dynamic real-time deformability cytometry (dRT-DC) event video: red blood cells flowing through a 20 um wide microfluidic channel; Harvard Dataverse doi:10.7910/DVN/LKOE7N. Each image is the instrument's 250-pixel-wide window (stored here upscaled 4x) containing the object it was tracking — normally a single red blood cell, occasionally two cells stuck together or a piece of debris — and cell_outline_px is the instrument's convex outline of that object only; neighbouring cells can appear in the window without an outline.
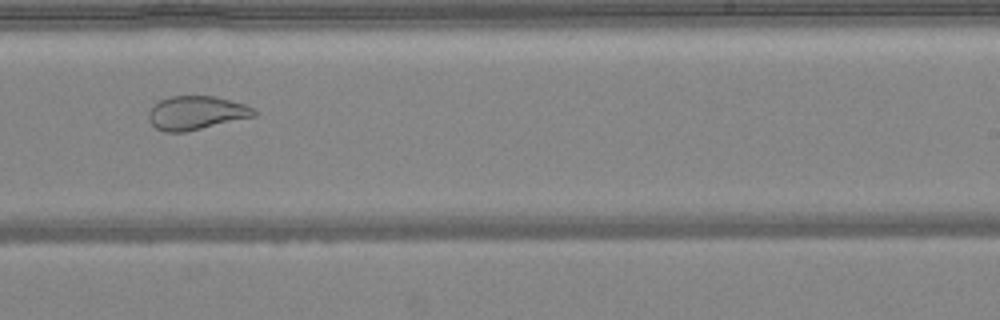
{"species": "common noctule bat (a hibernating species)", "species_latin": "Nyctalus noctula", "temperature_condition": "warm", "stored_images_in_passage": 48, "camera_frame_rate_fps": 3000, "um_per_image_px": 0.085, "animal": {"sex": "female", "body_mass_g": 24.6, "forearm_length_mm": 56.2}, "frame": {"image": 1, "passage_image": 30, "time_ms": 9.667, "image_size_px": [1000, 320], "cell_outline_px": [[256, 116], [184, 132], [164, 132], [156, 128], [148, 120], [148, 112], [160, 100], [172, 96], [216, 96], [244, 104], [256, 108]], "centroid_in_image_um": [16.69, 9.59], "position_along_channel_um": 272.3, "area_um2": 20.63}}
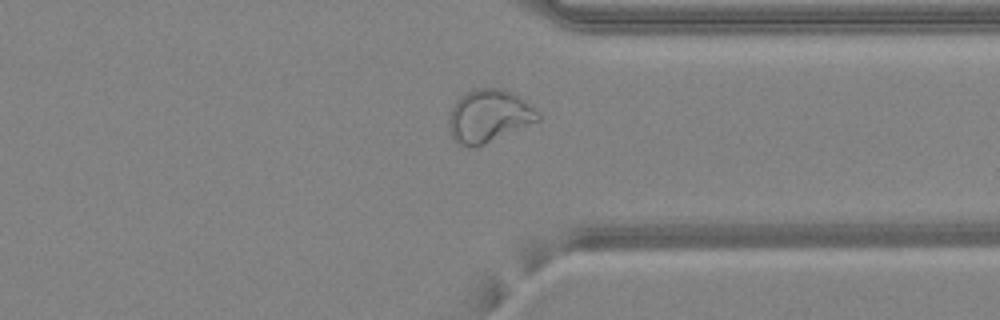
{"frame": {"image": 2, "passage_image": 37, "time_ms": 12.0, "image_size_px": [1000, 320], "cell_outline_px": [[540, 120], [476, 148], [468, 148], [460, 144], [452, 136], [448, 128], [448, 120], [452, 108], [456, 100], [460, 96], [472, 88], [500, 88], [512, 92], [520, 96], [532, 104], [540, 112]], "centroid_in_image_um": [41.57, 9.85], "position_along_channel_um": 369.8, "area_um2": 27.8}}
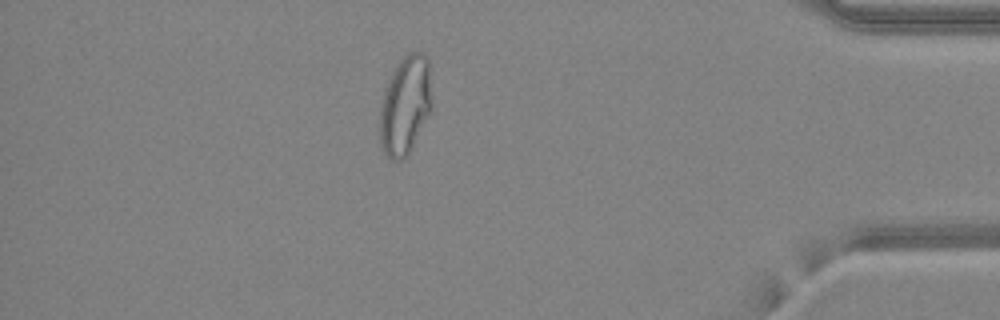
{"frame": {"image": 3, "passage_image": 42, "time_ms": 13.667, "image_size_px": [1000, 320], "cell_outline_px": [[432, 112], [408, 156], [404, 160], [392, 160], [384, 152], [380, 144], [380, 104], [384, 88], [396, 64], [408, 52], [424, 52], [428, 56], [432, 104]], "centroid_in_image_um": [34.46, 8.96], "position_along_channel_um": 400.7, "area_um2": 30.69}, "authors_computed_cell_mechanics": {"area_um2": 29.9693, "velocity_mm_per_s": 4.2416, "shape_relaxation_time_tau1_ms": null, "shape_relaxation_time_tau2_ms": 1.1436, "deformation_change_tau1": null, "deformation_change_tau2": 0.0753}}